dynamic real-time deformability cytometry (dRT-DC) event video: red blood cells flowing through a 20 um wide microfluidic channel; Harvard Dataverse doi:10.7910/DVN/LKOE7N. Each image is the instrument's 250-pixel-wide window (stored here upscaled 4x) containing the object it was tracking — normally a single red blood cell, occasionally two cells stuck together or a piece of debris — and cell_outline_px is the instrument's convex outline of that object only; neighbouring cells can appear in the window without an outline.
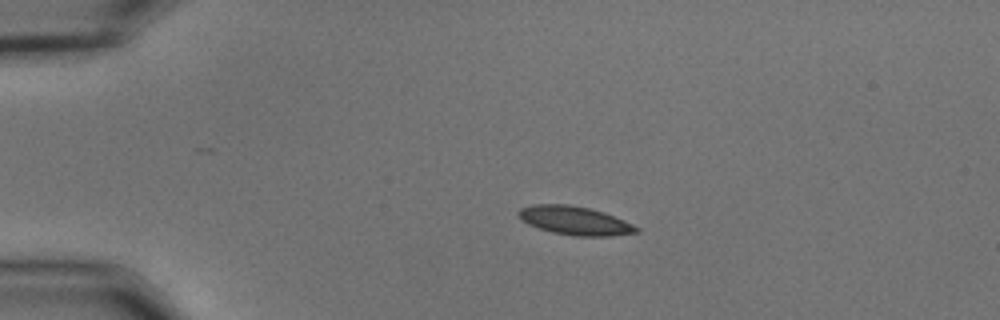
{"species": "common noctule bat (a hibernating species)", "species_latin": "Nyctalus noctula", "temperature_condition": "cold", "stored_images_in_passage": 16, "camera_frame_rate_fps": 3000, "um_per_image_px": 0.085, "animal": {"sex": "male", "body_mass_g": 15.6}, "frame": {"image": 1, "passage_image": 1, "time_ms": 0.0, "image_size_px": [1000, 320], "cell_outline_px": [[640, 232], [608, 236], [572, 236], [552, 232], [528, 224], [516, 212], [520, 208], [536, 204], [568, 204], [588, 208], [604, 212], [624, 220], [640, 228]], "centroid_in_image_um": [48.89, 18.75], "position_along_channel_um": 36.1, "area_um2": 19.54}}